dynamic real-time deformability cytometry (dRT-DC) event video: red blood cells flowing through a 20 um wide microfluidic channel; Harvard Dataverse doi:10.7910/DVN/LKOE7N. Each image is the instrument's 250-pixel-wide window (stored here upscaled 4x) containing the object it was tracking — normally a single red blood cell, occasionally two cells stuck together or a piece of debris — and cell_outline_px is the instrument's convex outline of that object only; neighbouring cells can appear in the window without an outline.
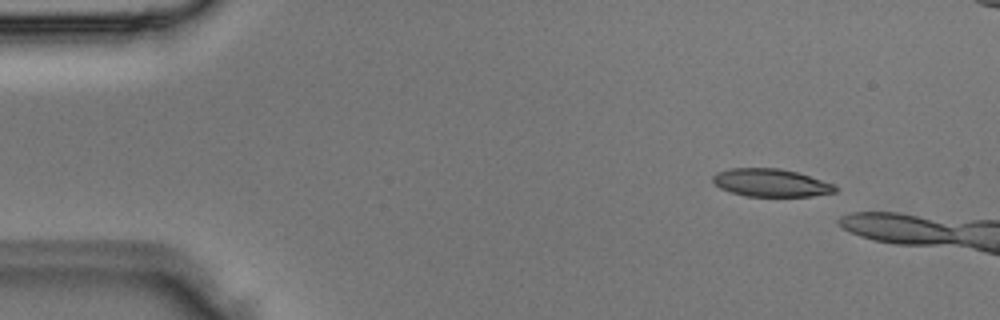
{"species": "Egyptian fruit bat (a non-hibernating species)", "species_latin": "Rousettus aegyptiacus", "temperature_condition": "room temperature", "stored_images_in_passage": 2, "camera_frame_rate_fps": 3000, "um_per_image_px": 0.085, "animal": {"sex": "male"}, "frame": {"image": 1, "passage_image": 1, "time_ms": 0.0, "image_size_px": [1000, 320], "cell_outline_px": [[836, 192], [812, 196], [744, 196], [720, 188], [712, 180], [712, 176], [716, 172], [732, 168], [780, 168], [796, 172], [832, 184], [836, 188]], "centroid_in_image_um": [65.48, 15.53], "position_along_channel_um": 19.5, "area_um2": 19.59}}